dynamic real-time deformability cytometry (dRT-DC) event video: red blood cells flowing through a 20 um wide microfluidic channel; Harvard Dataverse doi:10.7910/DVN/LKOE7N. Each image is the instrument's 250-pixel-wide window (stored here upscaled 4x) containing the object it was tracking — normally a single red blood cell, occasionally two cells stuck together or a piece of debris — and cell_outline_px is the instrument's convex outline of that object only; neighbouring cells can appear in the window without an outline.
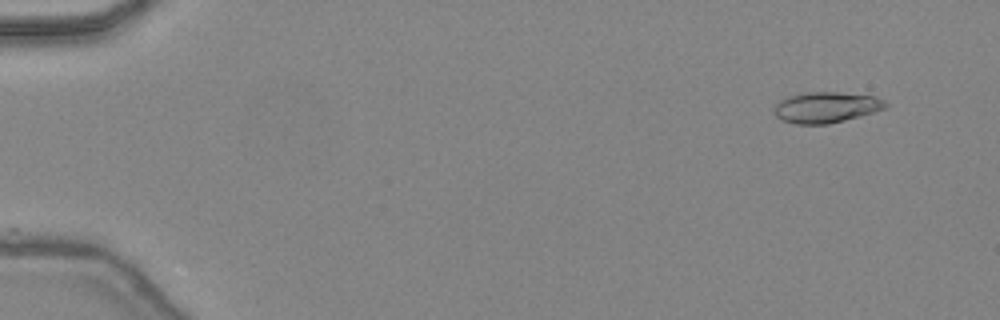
{"species": "common noctule bat (a hibernating species)", "species_latin": "Nyctalus noctula", "temperature_condition": "warm", "stored_images_in_passage": 31, "camera_frame_rate_fps": 3000, "um_per_image_px": 0.085, "animal": {"sex": "female", "body_mass_g": 24.6, "forearm_length_mm": 56.2}, "frame": {"image": 1, "passage_image": 4, "time_ms": 1.0, "image_size_px": [1000, 320], "cell_outline_px": [[888, 104], [884, 108], [860, 116], [828, 124], [796, 124], [780, 120], [776, 116], [776, 104], [780, 100], [788, 96], [804, 92], [840, 92], [876, 96], [884, 100]], "centroid_in_image_um": [70.22, 9.11], "position_along_channel_um": 14.8, "area_um2": 19.94}}
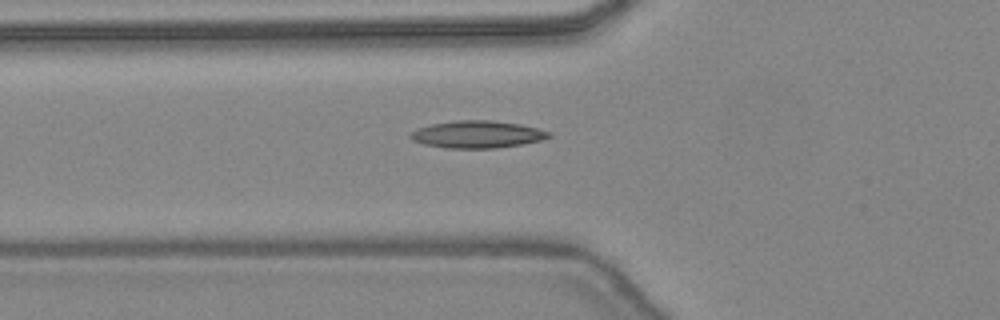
{"frame": {"image": 2, "passage_image": 18, "time_ms": 5.667, "image_size_px": [1000, 320], "cell_outline_px": [[552, 136], [540, 140], [520, 144], [496, 148], [448, 148], [424, 144], [412, 140], [408, 136], [408, 132], [432, 124], [456, 120], [492, 120], [520, 124], [552, 132]], "centroid_in_image_um": [40.55, 11.42], "position_along_channel_um": 85.3, "area_um2": 21.91}}
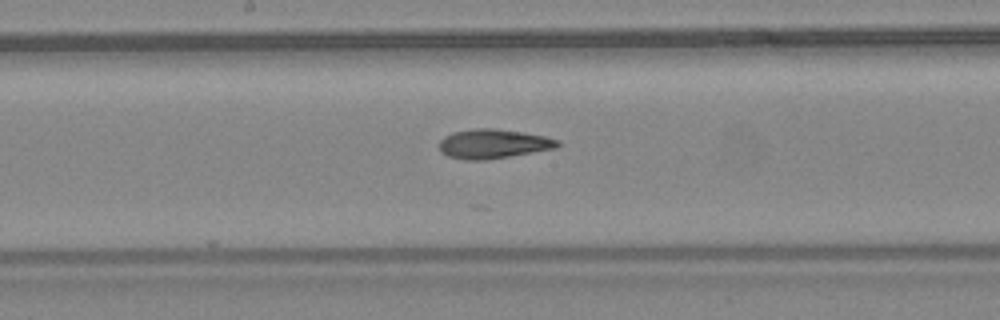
{"frame": {"image": 3, "passage_image": 26, "time_ms": 8.333, "image_size_px": [1000, 320], "cell_outline_px": [[560, 144], [556, 148], [484, 160], [464, 160], [448, 156], [440, 152], [440, 140], [444, 136], [452, 132], [476, 128], [492, 128], [520, 132], [544, 136], [560, 140]], "centroid_in_image_um": [41.89, 12.22], "position_along_channel_um": 206.3, "area_um2": 20.06}}